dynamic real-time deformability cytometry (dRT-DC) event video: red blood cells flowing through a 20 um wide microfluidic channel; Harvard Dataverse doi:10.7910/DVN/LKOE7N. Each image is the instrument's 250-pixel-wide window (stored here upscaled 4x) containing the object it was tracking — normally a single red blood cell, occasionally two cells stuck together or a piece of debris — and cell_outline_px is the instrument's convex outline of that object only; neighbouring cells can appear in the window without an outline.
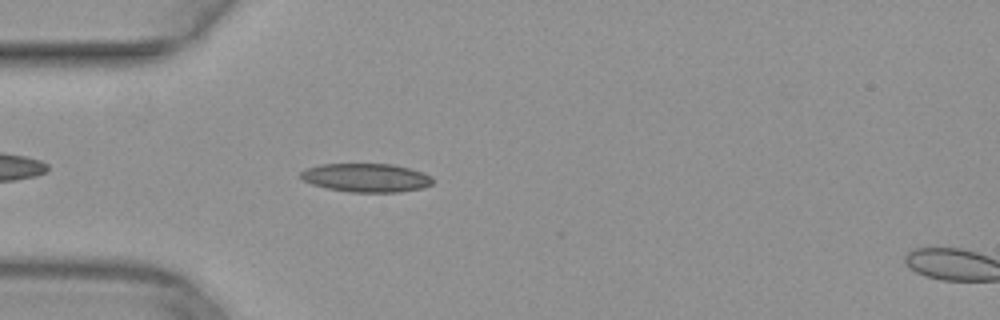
{"species": "common noctule bat (a hibernating species)", "species_latin": "Nyctalus noctula", "temperature_condition": "warm", "stored_images_in_passage": 39, "camera_frame_rate_fps": 3000, "um_per_image_px": 0.085, "animal": {"sex": "female", "body_mass_g": 29.2, "forearm_length_mm": 56.3}, "frame": {"image": 1, "passage_image": 4, "time_ms": 1.0, "image_size_px": [1000, 320], "cell_outline_px": [[432, 184], [424, 188], [400, 192], [348, 192], [328, 188], [312, 184], [304, 180], [300, 176], [300, 172], [308, 168], [320, 164], [392, 164], [412, 168], [432, 176]], "centroid_in_image_um": [31.17, 15.1], "position_along_channel_um": 53.8, "area_um2": 22.08}}
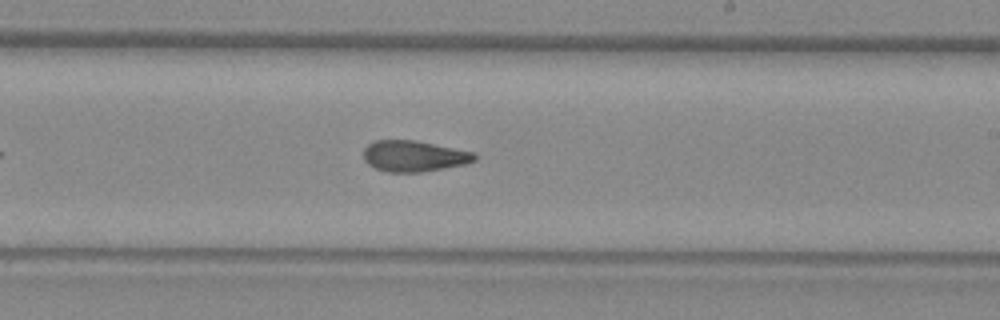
{"frame": {"image": 2, "passage_image": 19, "time_ms": 6.0, "image_size_px": [1000, 320], "cell_outline_px": [[476, 160], [464, 164], [444, 168], [420, 172], [388, 172], [376, 168], [368, 164], [364, 160], [364, 148], [368, 144], [376, 140], [416, 140], [476, 152]], "centroid_in_image_um": [35.2, 13.26], "position_along_channel_um": 253.8, "area_um2": 20.11}}
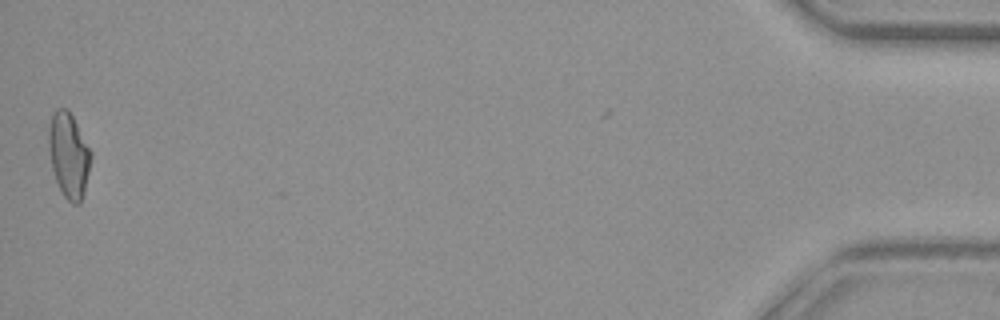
{"frame": {"image": 3, "passage_image": 39, "time_ms": 12.667, "image_size_px": [1000, 320], "cell_outline_px": [[92, 156], [84, 192], [80, 204], [72, 204], [64, 196], [56, 180], [52, 168], [48, 144], [48, 128], [52, 116], [56, 108], [68, 108], [92, 152]], "centroid_in_image_um": [5.85, 13.18], "position_along_channel_um": 429.4, "area_um2": 20.87}}